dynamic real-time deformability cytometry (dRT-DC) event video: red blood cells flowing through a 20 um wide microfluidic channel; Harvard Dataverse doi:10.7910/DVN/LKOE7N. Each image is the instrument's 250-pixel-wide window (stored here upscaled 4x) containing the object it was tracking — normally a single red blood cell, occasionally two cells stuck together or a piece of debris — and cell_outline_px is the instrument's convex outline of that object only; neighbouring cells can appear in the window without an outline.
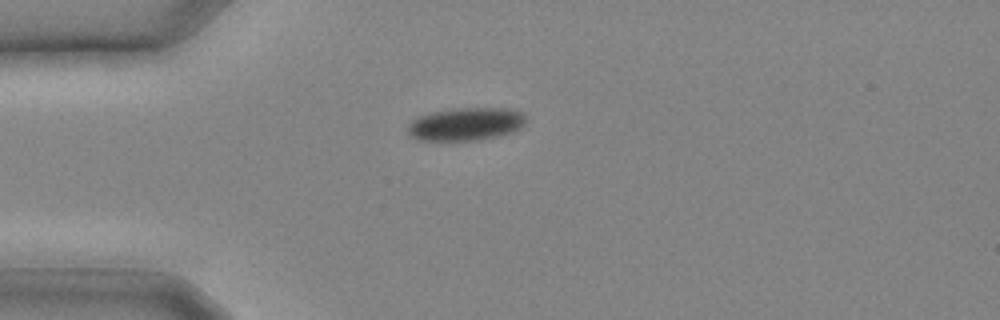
{"species": "common noctule bat (a hibernating species)", "species_latin": "Nyctalus noctula", "temperature_condition": "cold", "stored_images_in_passage": 4, "camera_frame_rate_fps": 3000, "um_per_image_px": 0.085, "animal": {"sex": "male", "body_mass_g": 20.4}, "frame": {"image": 1, "passage_image": 1, "time_ms": 0.0, "image_size_px": [1000, 320], "cell_outline_px": [[528, 120], [520, 128], [512, 132], [480, 140], [416, 140], [408, 132], [408, 124], [412, 120], [420, 116], [432, 112], [452, 108], [512, 108], [524, 112]], "centroid_in_image_um": [39.65, 10.53], "position_along_channel_um": 45.4, "area_um2": 22.89}}
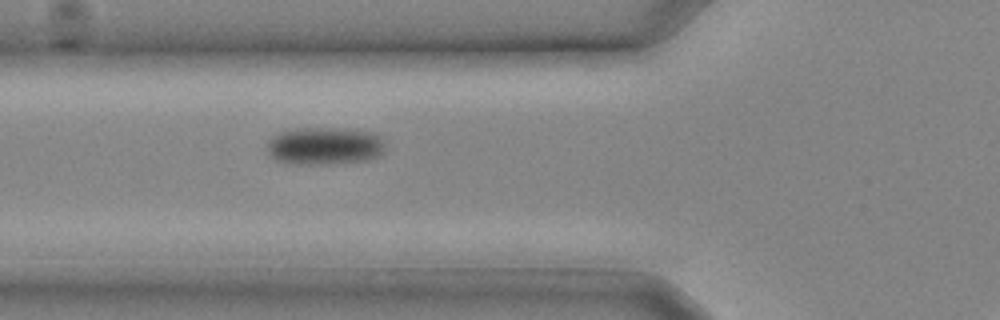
{"frame": {"image": 2, "passage_image": 4, "time_ms": 1.0, "image_size_px": [1000, 320], "cell_outline_px": [[384, 152], [380, 156], [368, 160], [332, 164], [288, 164], [276, 160], [268, 156], [268, 140], [272, 136], [280, 132], [296, 128], [348, 128], [376, 132], [380, 136], [384, 144]], "centroid_in_image_um": [27.61, 12.4], "position_along_channel_um": 98.2, "area_um2": 26.53}}